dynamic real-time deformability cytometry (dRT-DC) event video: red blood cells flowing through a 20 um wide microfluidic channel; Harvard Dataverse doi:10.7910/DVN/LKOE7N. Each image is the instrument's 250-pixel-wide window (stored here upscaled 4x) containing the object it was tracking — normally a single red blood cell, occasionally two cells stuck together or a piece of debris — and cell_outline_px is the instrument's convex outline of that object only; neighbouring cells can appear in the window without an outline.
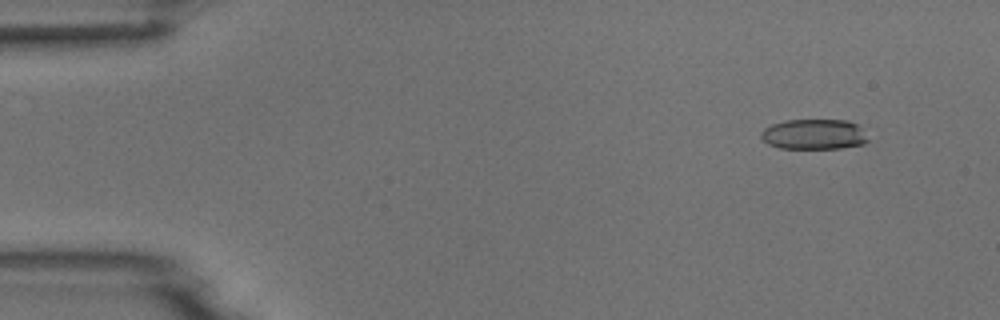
{"species": "common noctule bat (a hibernating species)", "species_latin": "Nyctalus noctula", "temperature_condition": "room temperature", "stored_images_in_passage": 49, "camera_frame_rate_fps": 3000, "um_per_image_px": 0.085, "animal": {"sex": "male", "body_mass_g": 18.8}, "frame": {"image": 1, "passage_image": 1, "time_ms": 0.0, "image_size_px": [1000, 320], "cell_outline_px": [[868, 140], [864, 144], [840, 148], [780, 148], [768, 144], [760, 136], [760, 132], [764, 128], [772, 124], [788, 120], [848, 120], [856, 124]], "centroid_in_image_um": [69.15, 11.41], "position_along_channel_um": 15.9, "area_um2": 18.67}}
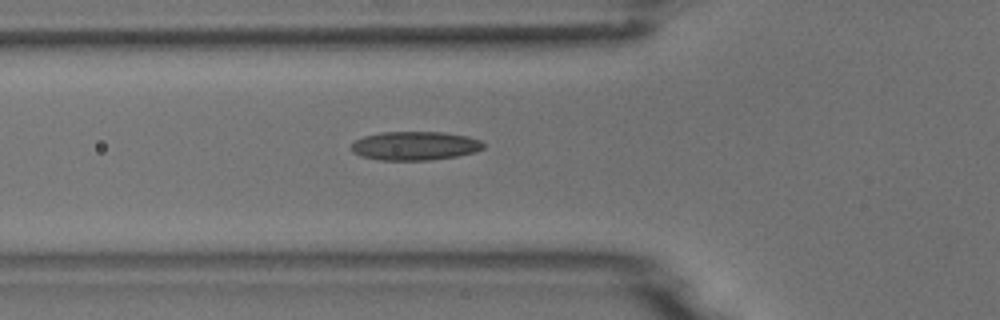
{"frame": {"image": 2, "passage_image": 15, "time_ms": 4.667, "image_size_px": [1000, 320], "cell_outline_px": [[484, 148], [476, 152], [456, 156], [428, 160], [380, 160], [360, 156], [352, 152], [352, 144], [356, 140], [364, 136], [380, 132], [444, 132], [468, 136], [480, 140], [484, 144]], "centroid_in_image_um": [35.28, 12.39], "position_along_channel_um": 90.5, "area_um2": 22.2}}
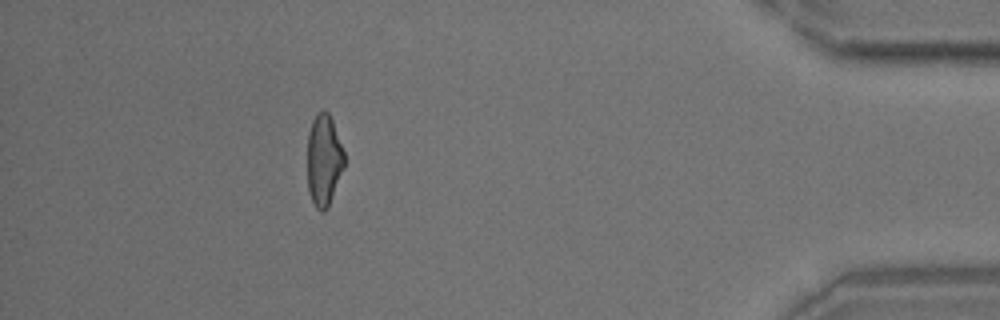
{"frame": {"image": 3, "passage_image": 44, "time_ms": 14.333, "image_size_px": [1000, 320], "cell_outline_px": [[344, 168], [328, 208], [324, 212], [320, 212], [316, 208], [308, 192], [308, 132], [312, 120], [320, 112], [328, 112], [332, 120], [344, 152]], "centroid_in_image_um": [27.53, 13.66], "position_along_channel_um": 407.7, "area_um2": 19.59}}